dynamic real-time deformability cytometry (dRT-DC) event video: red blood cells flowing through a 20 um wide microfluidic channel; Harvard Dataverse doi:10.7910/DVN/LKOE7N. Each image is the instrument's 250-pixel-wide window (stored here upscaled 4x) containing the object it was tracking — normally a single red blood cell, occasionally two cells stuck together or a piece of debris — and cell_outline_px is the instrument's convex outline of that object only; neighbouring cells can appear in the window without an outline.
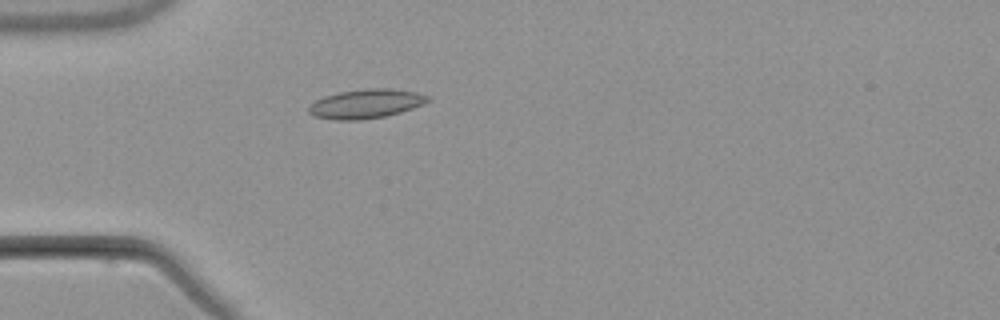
{"species": "common noctule bat (a hibernating species)", "species_latin": "Nyctalus noctula", "temperature_condition": "warm", "stored_images_in_passage": 5, "camera_frame_rate_fps": 3000, "um_per_image_px": 0.085, "animal": {"sex": "male", "body_mass_g": 21.5, "forearm_length_mm": 52.0}, "frame": {"image": 1, "passage_image": 5, "time_ms": 5.0, "image_size_px": [1000, 320], "cell_outline_px": [[432, 100], [424, 104], [400, 112], [384, 116], [360, 120], [336, 120], [312, 116], [308, 112], [308, 108], [316, 100], [324, 96], [340, 92], [364, 88], [392, 88], [416, 92], [428, 96]], "centroid_in_image_um": [31.11, 8.81], "position_along_channel_um": 53.9, "area_um2": 20.29}}